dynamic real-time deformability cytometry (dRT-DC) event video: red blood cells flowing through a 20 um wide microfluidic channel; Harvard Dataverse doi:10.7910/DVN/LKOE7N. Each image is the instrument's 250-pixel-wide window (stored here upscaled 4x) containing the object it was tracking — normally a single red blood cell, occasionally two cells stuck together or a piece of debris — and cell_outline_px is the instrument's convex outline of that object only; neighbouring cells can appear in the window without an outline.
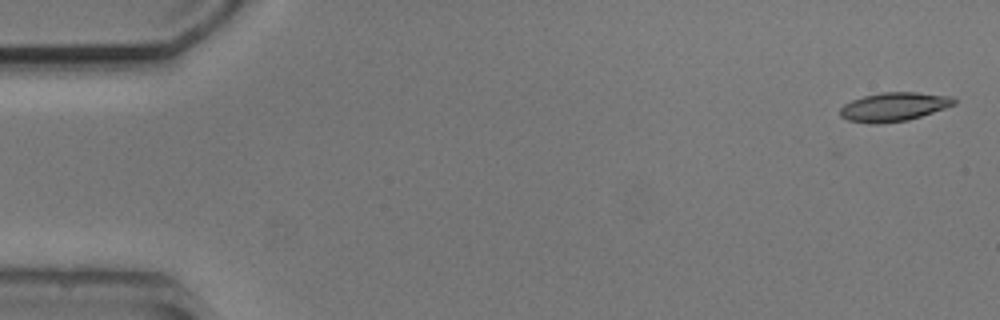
{"species": "common noctule bat (a hibernating species)", "species_latin": "Nyctalus noctula", "temperature_condition": "cold", "stored_images_in_passage": 5, "camera_frame_rate_fps": 3000, "um_per_image_px": 0.085, "animal": {"sex": "male", "body_mass_g": 20.5, "forearm_length_mm": 52.5}, "frame": {"image": 1, "passage_image": 1, "time_ms": 0.0, "image_size_px": [1000, 320], "cell_outline_px": [[956, 104], [908, 120], [880, 124], [868, 124], [848, 120], [840, 116], [840, 108], [844, 104], [852, 100], [864, 96], [884, 92], [916, 92], [952, 96], [956, 100]], "centroid_in_image_um": [75.96, 9.08], "position_along_channel_um": 9.0, "area_um2": 19.13}}
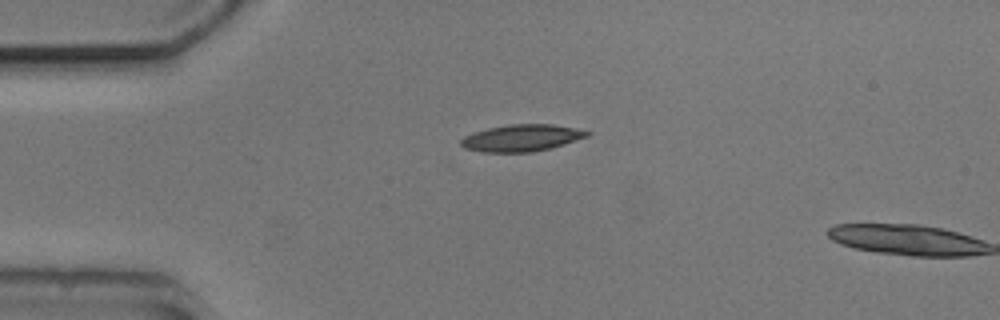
{"frame": {"image": 2, "passage_image": 4, "time_ms": 3.667, "image_size_px": [1000, 320], "cell_outline_px": [[592, 132], [588, 136], [552, 148], [532, 152], [480, 152], [464, 148], [460, 144], [460, 140], [464, 136], [472, 132], [488, 128], [508, 124], [552, 124]], "centroid_in_image_um": [44.29, 11.73], "position_along_channel_um": 40.7, "area_um2": 19.77}}